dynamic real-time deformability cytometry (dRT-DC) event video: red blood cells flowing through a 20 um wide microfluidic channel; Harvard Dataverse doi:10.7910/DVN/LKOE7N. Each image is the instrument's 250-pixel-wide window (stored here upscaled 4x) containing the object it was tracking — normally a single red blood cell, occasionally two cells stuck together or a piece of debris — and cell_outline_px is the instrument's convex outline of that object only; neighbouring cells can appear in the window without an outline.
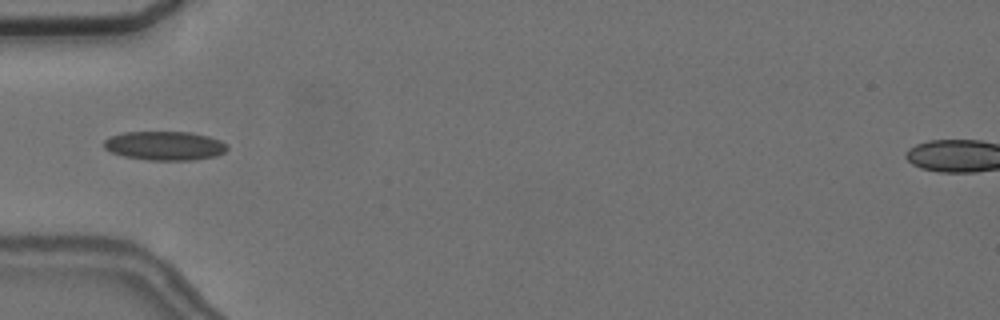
{"species": "common noctule bat (a hibernating species)", "species_latin": "Nyctalus noctula", "temperature_condition": "cold", "stored_images_in_passage": 5, "camera_frame_rate_fps": 3000, "um_per_image_px": 0.085, "animal": {"sex": "female", "body_mass_g": 24.6, "forearm_length_mm": 56.2}, "frame": {"image": 1, "passage_image": 1, "time_ms": 0.0, "image_size_px": [1000, 320], "cell_outline_px": [[228, 148], [224, 152], [216, 156], [192, 160], [148, 160], [124, 156], [112, 152], [104, 148], [104, 140], [112, 136], [124, 132], [188, 132], [208, 136], [220, 140], [228, 144]], "centroid_in_image_um": [14.03, 12.39], "position_along_channel_um": 71.0, "area_um2": 20.75}}
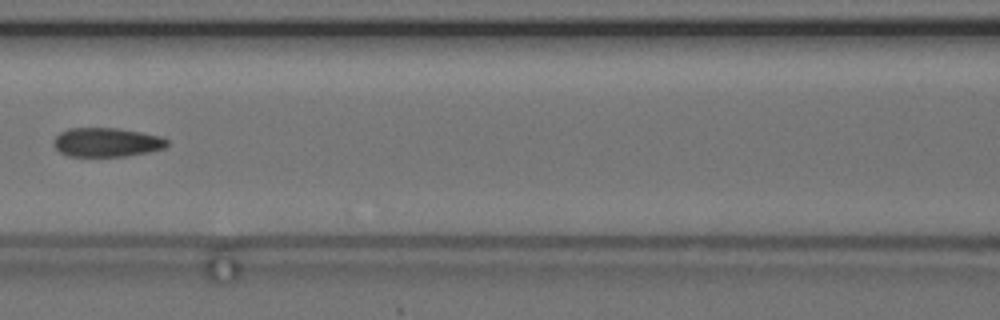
{"frame": {"image": 2, "passage_image": 3, "time_ms": 2.333, "image_size_px": [1000, 320], "cell_outline_px": [[168, 144], [164, 148], [148, 152], [124, 156], [68, 156], [60, 152], [52, 144], [52, 140], [60, 132], [68, 128], [116, 128], [140, 132], [160, 136], [168, 140]], "centroid_in_image_um": [9.03, 12.09], "position_along_channel_um": 157.6, "area_um2": 19.19}}
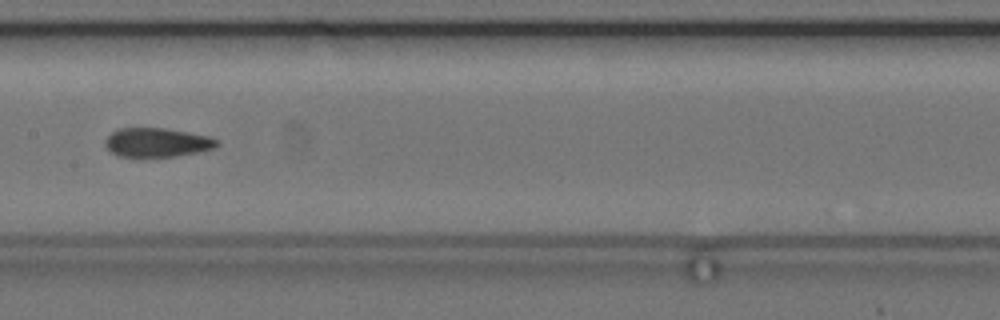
{"frame": {"image": 3, "passage_image": 4, "time_ms": 3.333, "image_size_px": [1000, 320], "cell_outline_px": [[220, 144], [212, 148], [196, 152], [176, 156], [140, 160], [120, 156], [112, 152], [104, 144], [104, 140], [112, 132], [120, 128], [164, 128], [208, 136], [216, 140]], "centroid_in_image_um": [13.27, 12.15], "position_along_channel_um": 194.1, "area_um2": 19.31}}